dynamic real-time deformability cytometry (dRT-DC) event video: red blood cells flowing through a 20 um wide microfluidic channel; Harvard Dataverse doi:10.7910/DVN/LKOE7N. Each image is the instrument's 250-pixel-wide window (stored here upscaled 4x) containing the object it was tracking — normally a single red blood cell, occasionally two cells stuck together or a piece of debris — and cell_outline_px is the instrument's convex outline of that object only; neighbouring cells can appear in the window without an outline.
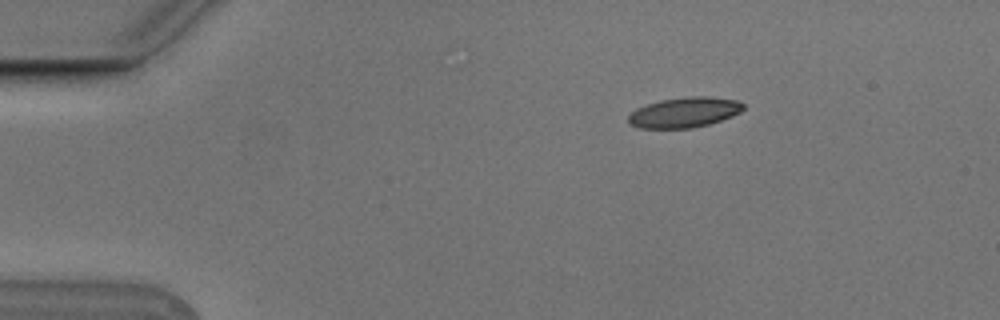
{"species": "Egyptian fruit bat (a non-hibernating species)", "species_latin": "Rousettus aegyptiacus", "temperature_condition": "cold", "stored_images_in_passage": 2, "camera_frame_rate_fps": 3000, "um_per_image_px": 0.085, "animal": {"sex": "male"}, "frame": {"image": 1, "passage_image": 1, "time_ms": 0.0, "image_size_px": [1000, 320], "cell_outline_px": [[744, 108], [740, 112], [732, 116], [708, 124], [692, 128], [640, 128], [632, 124], [628, 120], [628, 116], [636, 108], [660, 100], [688, 96], [708, 96], [736, 100], [744, 104]], "centroid_in_image_um": [58.18, 9.54], "position_along_channel_um": 26.8, "area_um2": 20.11}}